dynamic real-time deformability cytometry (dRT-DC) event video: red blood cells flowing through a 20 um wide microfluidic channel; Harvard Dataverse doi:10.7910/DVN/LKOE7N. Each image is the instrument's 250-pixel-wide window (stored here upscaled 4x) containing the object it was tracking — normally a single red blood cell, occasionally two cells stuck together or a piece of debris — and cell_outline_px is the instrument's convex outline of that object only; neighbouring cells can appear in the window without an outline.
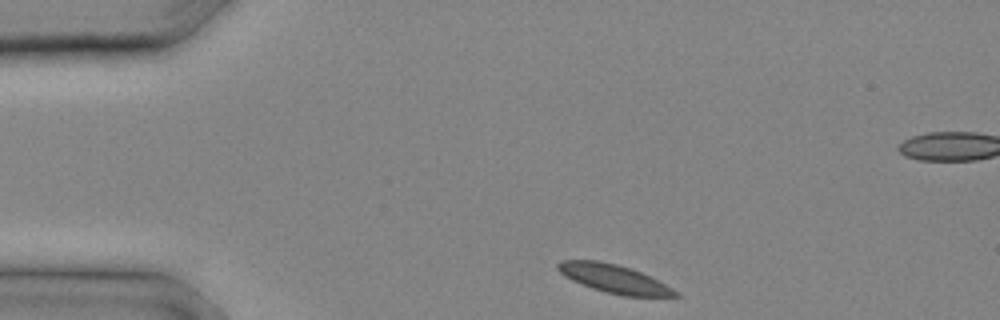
{"species": "common noctule bat (a hibernating species)", "species_latin": "Nyctalus noctula", "temperature_condition": "cold", "stored_images_in_passage": 7, "camera_frame_rate_fps": 3000, "um_per_image_px": 0.085, "animal": {"sex": "male", "body_mass_g": 20.4}, "frame": {"image": 1, "passage_image": 1, "time_ms": 0.0, "image_size_px": [1000, 320], "cell_outline_px": [[680, 296], [624, 296], [592, 288], [572, 280], [564, 276], [556, 268], [556, 264], [560, 260], [596, 260], [616, 264], [640, 272], [680, 292]], "centroid_in_image_um": [52.15, 23.68], "position_along_channel_um": 32.9, "area_um2": 19.07}}